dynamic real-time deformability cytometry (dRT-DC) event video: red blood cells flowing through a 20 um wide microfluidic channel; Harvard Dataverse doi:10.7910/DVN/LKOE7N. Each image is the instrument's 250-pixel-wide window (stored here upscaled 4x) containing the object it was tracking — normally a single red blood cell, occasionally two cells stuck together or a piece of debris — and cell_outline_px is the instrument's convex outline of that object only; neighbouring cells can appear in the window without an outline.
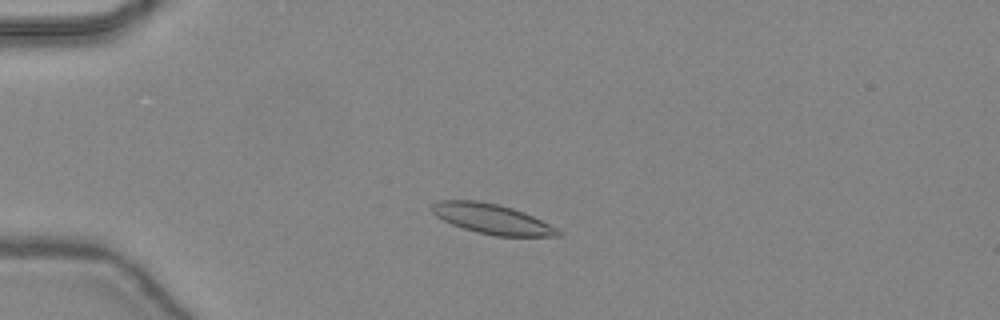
{"species": "common noctule bat (a hibernating species)", "species_latin": "Nyctalus noctula", "temperature_condition": "warm", "stored_images_in_passage": 45, "camera_frame_rate_fps": 3000, "um_per_image_px": 0.085, "animal": {"sex": "female", "body_mass_g": 24.6, "forearm_length_mm": 56.2}, "frame": {"image": 1, "passage_image": 10, "time_ms": 3.0, "image_size_px": [1000, 320], "cell_outline_px": [[564, 232], [560, 236], [496, 236], [476, 232], [452, 224], [436, 216], [432, 212], [432, 204], [440, 200], [476, 200], [496, 204], [512, 208], [524, 212]], "centroid_in_image_um": [41.82, 18.61], "position_along_channel_um": 43.2, "area_um2": 21.79}}
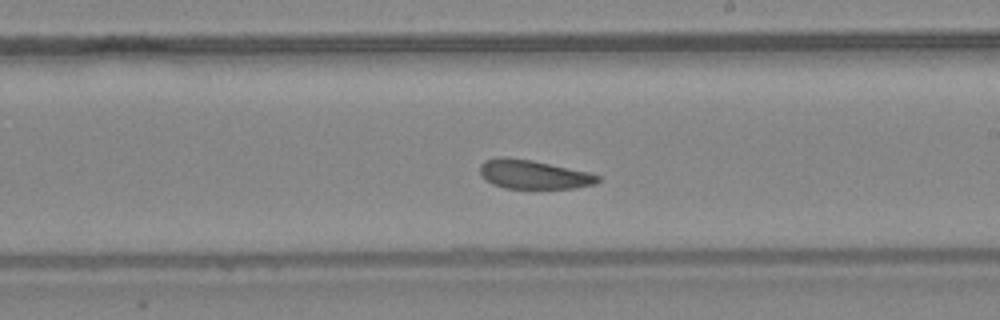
{"frame": {"image": 2, "passage_image": 26, "time_ms": 8.333, "image_size_px": [1000, 320], "cell_outline_px": [[600, 180], [596, 184], [576, 188], [504, 188], [492, 184], [480, 172], [480, 164], [484, 160], [500, 156], [504, 156], [532, 160], [588, 172], [600, 176]], "centroid_in_image_um": [45.35, 14.82], "position_along_channel_um": 243.6, "area_um2": 19.83}}
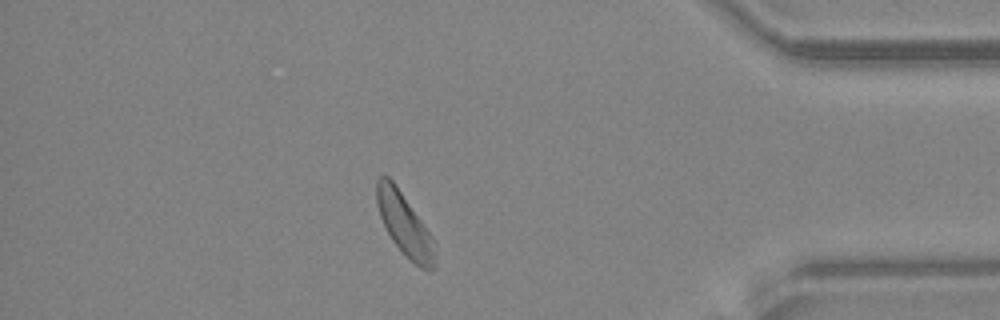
{"frame": {"image": 3, "passage_image": 39, "time_ms": 12.667, "image_size_px": [1000, 320], "cell_outline_px": [[436, 268], [432, 272], [428, 272], [420, 268], [408, 260], [392, 240], [380, 216], [376, 200], [376, 180], [380, 176], [388, 176], [392, 180], [432, 236]], "centroid_in_image_um": [34.39, 19.15], "position_along_channel_um": 400.8, "area_um2": 20.98}, "authors_computed_cell_mechanics": {"area_um2": 21.2126, "velocity_mm_per_s": 4.3915, "shape_relaxation_time_tau1_ms": 4.037, "shape_relaxation_time_tau2_ms": 2.4165, "deformation_change_tau1": 0.1072, "deformation_change_tau2": 0.0948}}